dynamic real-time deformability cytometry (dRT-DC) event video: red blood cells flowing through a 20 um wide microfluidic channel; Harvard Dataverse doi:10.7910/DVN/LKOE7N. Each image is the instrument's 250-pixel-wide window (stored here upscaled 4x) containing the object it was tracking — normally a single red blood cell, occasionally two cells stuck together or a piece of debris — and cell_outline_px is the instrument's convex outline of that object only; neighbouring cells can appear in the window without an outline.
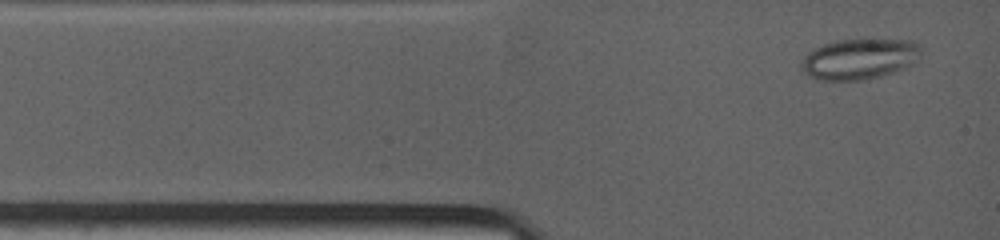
{"species": "common noctule bat (a hibernating species)", "species_latin": "Nyctalus noctula", "temperature_condition": "warm", "stored_images_in_passage": 22, "camera_frame_rate_fps": 4500, "um_per_image_px": 0.085, "animal": {"sex": "female", "body_mass_g": 19.0, "forearm_length_mm": 53.3}, "frame": {"image": 1, "passage_image": 5, "time_ms": 0.444, "image_size_px": [1000, 240], "cell_outline_px": [[924, 52], [916, 60], [892, 72], [880, 76], [860, 80], [820, 80], [804, 72], [800, 68], [800, 60], [808, 52], [824, 44], [836, 40], [912, 40], [920, 44], [924, 48]], "centroid_in_image_um": [73.05, 5.0], "position_along_channel_um": 12.0, "area_um2": 28.15}}
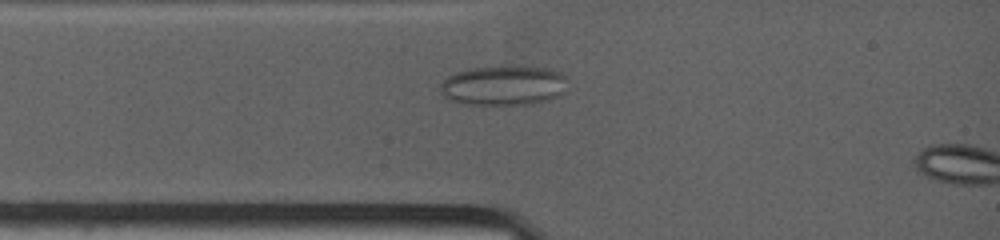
{"frame": {"image": 2, "passage_image": 18, "time_ms": 2.0, "image_size_px": [1000, 240], "cell_outline_px": [[568, 76], [564, 92], [548, 100], [528, 104], [468, 104], [452, 100], [444, 96], [440, 92], [440, 84], [448, 76], [456, 72], [472, 68], [544, 68], [560, 72]], "centroid_in_image_um": [42.81, 7.29], "position_along_channel_um": 42.2, "area_um2": 28.78}}